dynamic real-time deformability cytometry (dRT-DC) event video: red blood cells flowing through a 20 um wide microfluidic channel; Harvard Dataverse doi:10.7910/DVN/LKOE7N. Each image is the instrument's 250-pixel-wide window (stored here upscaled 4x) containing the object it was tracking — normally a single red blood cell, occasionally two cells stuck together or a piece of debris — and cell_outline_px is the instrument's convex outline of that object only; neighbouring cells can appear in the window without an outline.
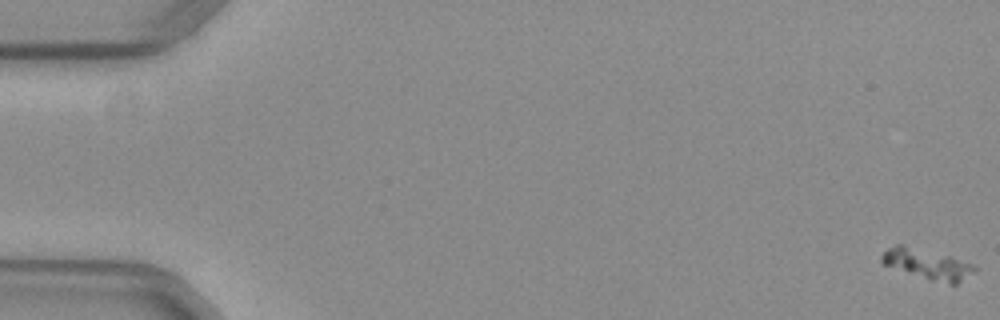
{"species": "common noctule bat (a hibernating species)", "species_latin": "Nyctalus noctula", "temperature_condition": "warm", "stored_images_in_passage": 53, "camera_frame_rate_fps": 3000, "um_per_image_px": 0.085, "animal": {"sex": "female", "body_mass_g": 29.2, "forearm_length_mm": 56.3}, "frame": {"image": 1, "passage_image": 1, "time_ms": 0.0, "image_size_px": [1000, 320], "cell_outline_px": [[976, 272], [956, 284], [952, 284], [932, 280], [884, 264], [880, 260], [880, 256], [888, 248], [896, 244], [904, 244], [952, 256], [972, 264], [976, 268]], "centroid_in_image_um": [78.85, 22.42], "position_along_channel_um": 6.1, "area_um2": 16.18}}
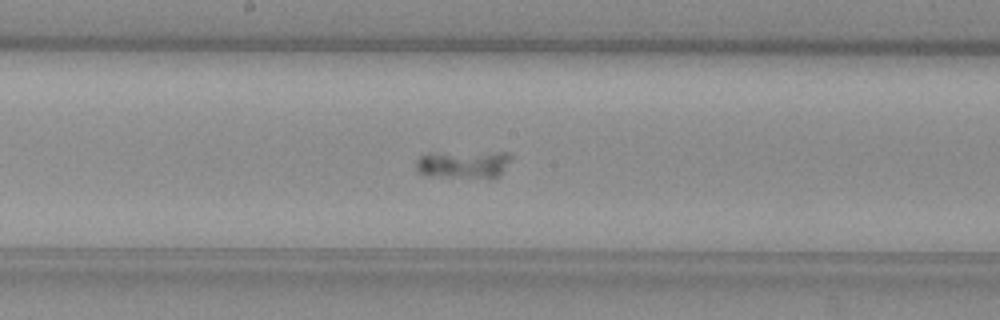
{"frame": {"image": 2, "passage_image": 29, "time_ms": 9.333, "image_size_px": [1000, 320], "cell_outline_px": [[512, 156], [500, 176], [488, 180], [428, 176], [416, 172], [416, 160], [420, 156], [436, 152], [508, 152]], "centroid_in_image_um": [39.4, 14.0], "position_along_channel_um": 208.8, "area_um2": 16.18}}
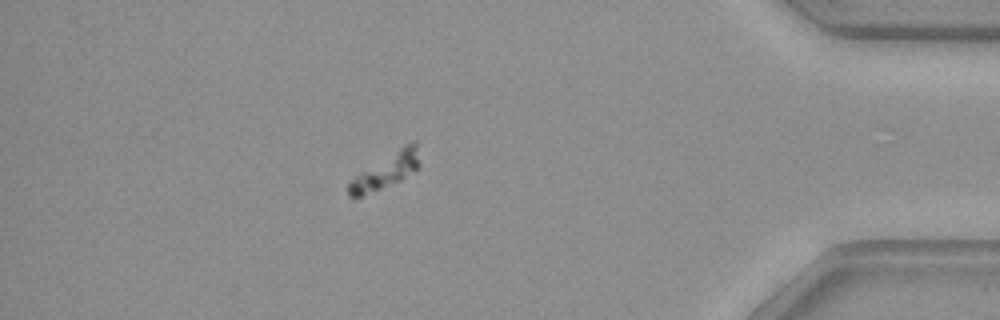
{"frame": {"image": 3, "passage_image": 47, "time_ms": 15.333, "image_size_px": [1000, 320], "cell_outline_px": [[420, 164], [416, 168], [400, 180], [356, 200], [352, 200], [348, 196], [348, 184], [360, 172], [404, 144], [416, 140]], "centroid_in_image_um": [32.75, 14.56], "position_along_channel_um": 402.5, "area_um2": 14.45}}